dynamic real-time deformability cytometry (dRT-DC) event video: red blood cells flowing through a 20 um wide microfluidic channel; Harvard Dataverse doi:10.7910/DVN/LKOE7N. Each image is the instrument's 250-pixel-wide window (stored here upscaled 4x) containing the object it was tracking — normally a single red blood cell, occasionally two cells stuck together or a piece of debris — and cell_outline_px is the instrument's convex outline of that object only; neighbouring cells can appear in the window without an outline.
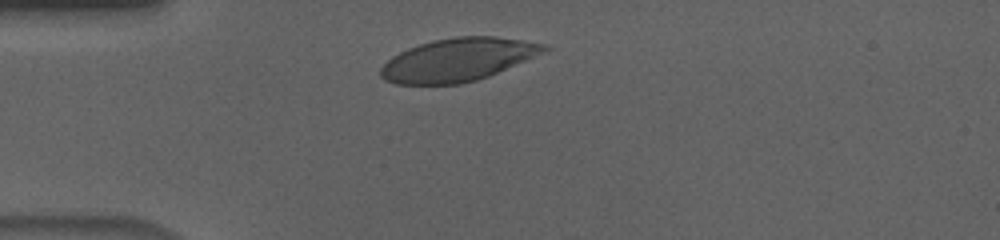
{"species": "human", "species_latin": "Homo sapiens", "temperature_condition": "cold", "stored_images_in_passage": 37, "camera_frame_rate_fps": 3000, "um_per_image_px": 0.085, "donor": {"sex": "male"}, "frame": {"image": 1, "passage_image": 5, "time_ms": 1.333, "image_size_px": [1000, 240], "cell_outline_px": [[552, 48], [488, 76], [476, 80], [460, 84], [396, 84], [384, 80], [380, 76], [380, 68], [392, 56], [408, 48], [432, 40], [456, 36], [496, 36], [548, 44]], "centroid_in_image_um": [38.9, 5.07], "position_along_channel_um": 46.1, "area_um2": 40.75}}
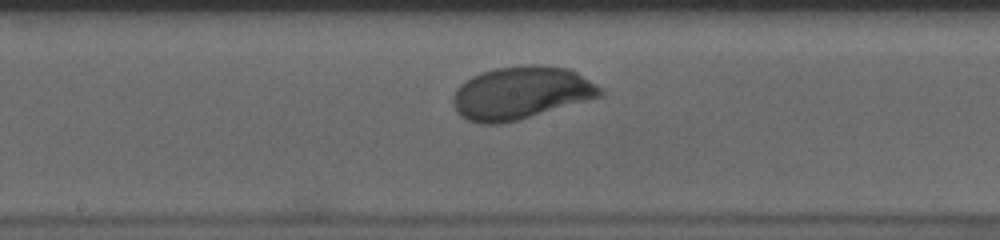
{"frame": {"image": 2, "passage_image": 20, "time_ms": 6.333, "image_size_px": [1000, 240], "cell_outline_px": [[604, 96], [516, 120], [500, 124], [480, 124], [468, 120], [460, 116], [456, 112], [452, 104], [452, 96], [456, 88], [464, 80], [472, 76], [496, 68], [524, 64], [536, 64], [568, 68], [576, 72], [604, 88]], "centroid_in_image_um": [44.28, 7.89], "position_along_channel_um": 203.9, "area_um2": 45.6}}
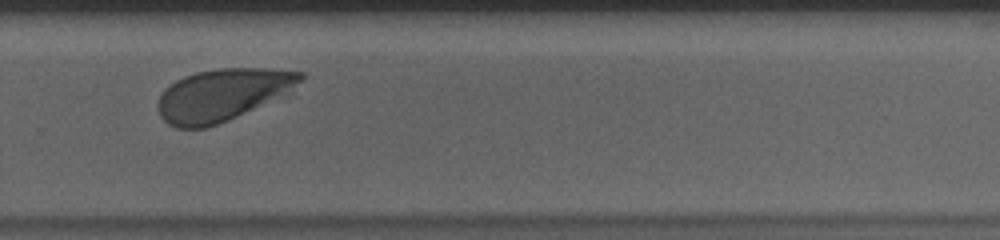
{"frame": {"image": 3, "passage_image": 29, "time_ms": 9.333, "image_size_px": [1000, 240], "cell_outline_px": [[304, 76], [288, 92], [228, 120], [204, 128], [176, 128], [168, 124], [160, 116], [156, 108], [156, 104], [164, 88], [176, 80], [184, 76], [196, 72], [220, 68], [264, 68], [304, 72]], "centroid_in_image_um": [18.82, 8.05], "position_along_channel_um": 311.0, "area_um2": 42.77}, "authors_computed_cell_mechanics": {"area_um2": 43.639, "velocity_mm_per_s": 3.5759, "shape_relaxation_time_tau1_ms": 2.5785, "shape_relaxation_time_tau2_ms": null, "deformation_change_tau1": 0.1536, "deformation_change_tau2": null}}